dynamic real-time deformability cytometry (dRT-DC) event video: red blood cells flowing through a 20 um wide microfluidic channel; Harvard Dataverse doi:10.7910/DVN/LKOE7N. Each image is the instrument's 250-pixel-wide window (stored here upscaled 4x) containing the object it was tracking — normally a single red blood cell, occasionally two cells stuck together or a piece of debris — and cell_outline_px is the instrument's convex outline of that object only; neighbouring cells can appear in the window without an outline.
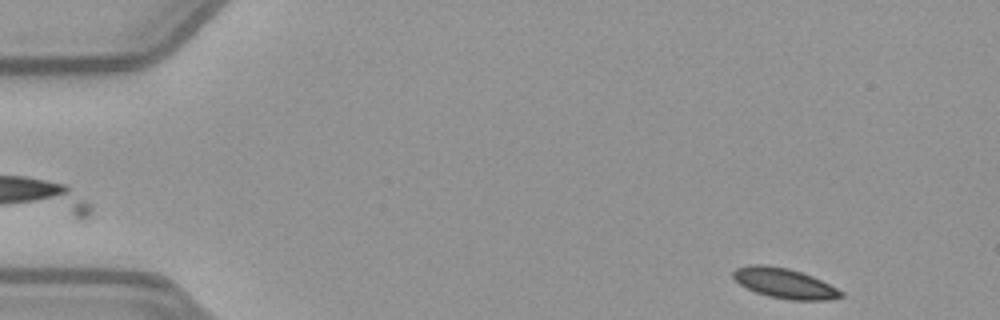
{"species": "common noctule bat (a hibernating species)", "species_latin": "Nyctalus noctula", "temperature_condition": "warm", "stored_images_in_passage": 49, "camera_frame_rate_fps": 3000, "um_per_image_px": 0.085, "animal": {"sex": "female", "body_mass_g": 21.9}, "frame": {"image": 1, "passage_image": 2, "time_ms": 0.333, "image_size_px": [1000, 320], "cell_outline_px": [[844, 296], [828, 300], [788, 300], [768, 296], [756, 292], [740, 284], [732, 276], [732, 272], [736, 268], [748, 264], [764, 264], [788, 268], [812, 276], [844, 292]], "centroid_in_image_um": [66.66, 24.07], "position_along_channel_um": 18.3, "area_um2": 18.84}}
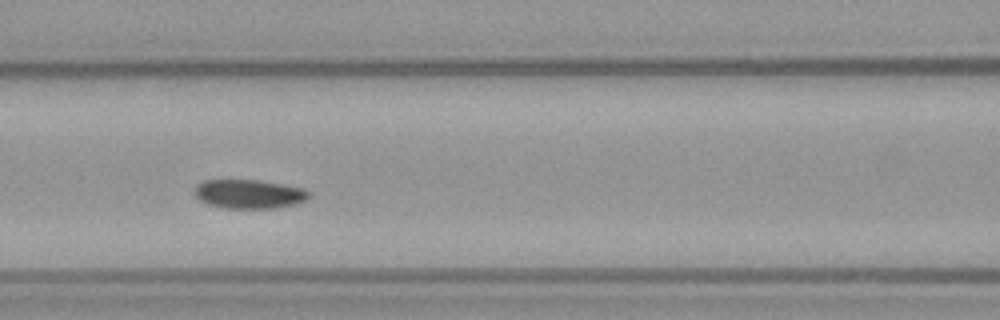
{"frame": {"image": 2, "passage_image": 20, "time_ms": 6.333, "image_size_px": [1000, 320], "cell_outline_px": [[308, 196], [304, 200], [296, 204], [276, 208], [224, 208], [208, 204], [200, 200], [192, 192], [196, 184], [204, 180], [256, 180], [304, 188], [308, 192]], "centroid_in_image_um": [21.11, 16.49], "position_along_channel_um": 145.5, "area_um2": 19.25}}
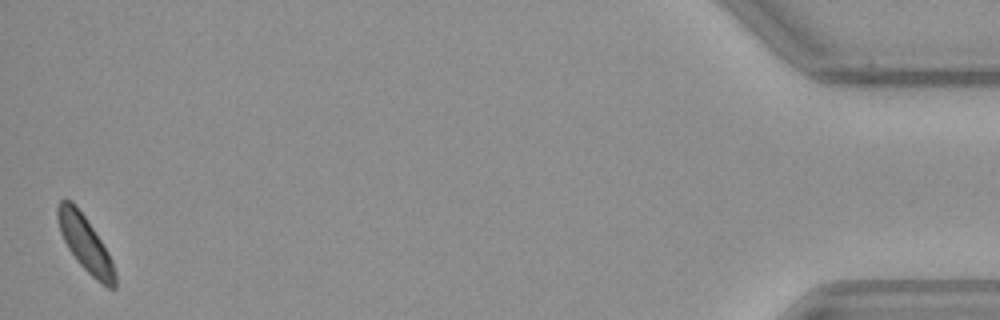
{"frame": {"image": 3, "passage_image": 49, "time_ms": 16.0, "image_size_px": [1000, 320], "cell_outline_px": [[116, 288], [108, 288], [96, 280], [76, 260], [68, 248], [60, 232], [56, 216], [56, 204], [60, 200], [72, 200], [76, 204], [108, 252], [112, 260], [116, 272]], "centroid_in_image_um": [7.23, 20.7], "position_along_channel_um": 428.0, "area_um2": 18.5}, "authors_computed_cell_mechanics": {"area_um2": 19.3052, "velocity_mm_per_s": 3.899, "shape_relaxation_time_tau1_ms": 2.5637, "shape_relaxation_time_tau2_ms": null, "deformation_change_tau1": 0.0649, "deformation_change_tau2": null}}